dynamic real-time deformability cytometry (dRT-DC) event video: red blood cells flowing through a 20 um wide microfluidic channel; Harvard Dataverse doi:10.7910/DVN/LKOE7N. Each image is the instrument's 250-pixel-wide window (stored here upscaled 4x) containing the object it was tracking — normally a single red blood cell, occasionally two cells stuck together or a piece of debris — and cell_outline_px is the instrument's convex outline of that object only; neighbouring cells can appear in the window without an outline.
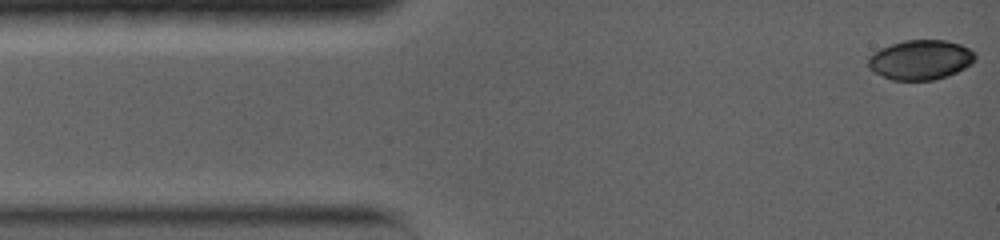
{"species": "common noctule bat (a hibernating species)", "species_latin": "Nyctalus noctula", "temperature_condition": "warm", "stored_images_in_passage": 65, "camera_frame_rate_fps": 5000, "um_per_image_px": 0.085, "animal": {"sex": "female", "body_mass_g": 19.0, "forearm_length_mm": 56.7}, "frame": {"image": 1, "passage_image": 1, "time_ms": 0.0, "image_size_px": [1000, 240], "cell_outline_px": [[976, 60], [972, 64], [948, 76], [932, 80], [892, 80], [868, 68], [868, 56], [872, 52], [880, 48], [904, 40], [948, 40], [960, 44], [976, 52]], "centroid_in_image_um": [78.26, 5.07], "position_along_channel_um": 6.7, "area_um2": 24.91}}
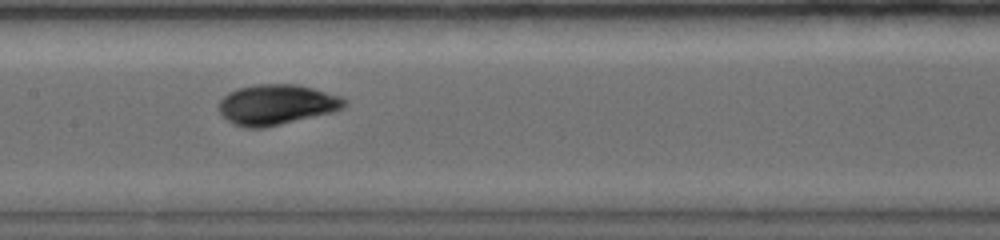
{"frame": {"image": 2, "passage_image": 34, "time_ms": 6.6, "image_size_px": [1000, 240], "cell_outline_px": [[348, 104], [344, 108], [332, 112], [264, 128], [244, 128], [232, 124], [220, 112], [220, 100], [228, 92], [240, 88], [256, 84], [296, 84], [312, 88], [340, 96], [348, 100]], "centroid_in_image_um": [23.53, 8.9], "position_along_channel_um": 183.9, "area_um2": 29.42}}
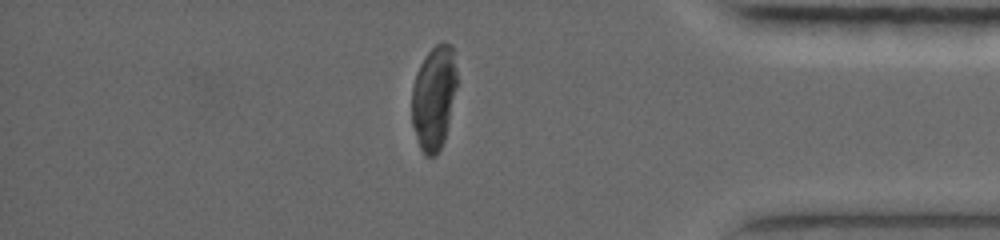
{"frame": {"image": 3, "passage_image": 65, "time_ms": 12.8, "image_size_px": [1000, 240], "cell_outline_px": [[456, 88], [444, 140], [436, 156], [424, 156], [420, 148], [412, 124], [412, 84], [416, 72], [424, 56], [436, 44], [452, 44], [456, 68]], "centroid_in_image_um": [36.86, 8.3], "position_along_channel_um": 398.3, "area_um2": 27.22}, "authors_computed_cell_mechanics": {"area_um2": 28.2064, "velocity_mm_per_s": 3.8372, "shape_relaxation_time_tau1_ms": 6.9236, "shape_relaxation_time_tau2_ms": 1.0285, "deformation_change_tau1": 0.2718, "deformation_change_tau2": 0.0403}}